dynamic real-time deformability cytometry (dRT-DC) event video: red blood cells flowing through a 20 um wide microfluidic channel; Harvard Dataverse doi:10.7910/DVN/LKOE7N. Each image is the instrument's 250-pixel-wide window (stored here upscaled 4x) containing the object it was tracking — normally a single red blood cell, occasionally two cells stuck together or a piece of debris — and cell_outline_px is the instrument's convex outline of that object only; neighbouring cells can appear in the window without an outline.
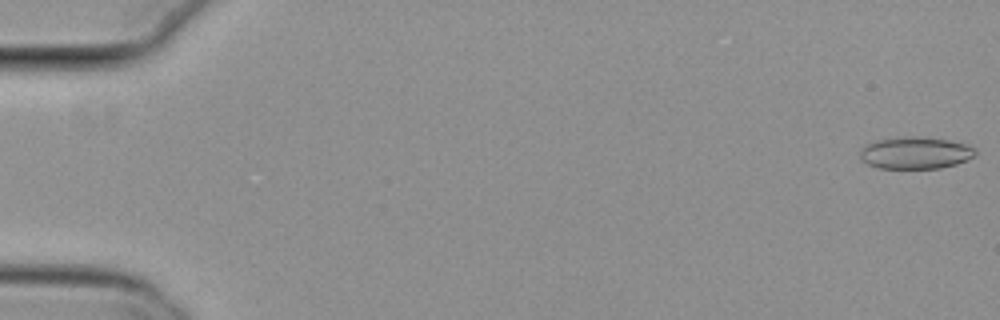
{"species": "common noctule bat (a hibernating species)", "species_latin": "Nyctalus noctula", "temperature_condition": "cold", "stored_images_in_passage": 9, "camera_frame_rate_fps": 3000, "um_per_image_px": 0.085, "animal": {"sex": "female", "body_mass_g": 29.2, "forearm_length_mm": 56.3}, "frame": {"image": 1, "passage_image": 1, "time_ms": 0.0, "image_size_px": [1000, 320], "cell_outline_px": [[976, 156], [968, 160], [956, 164], [940, 168], [880, 168], [868, 164], [860, 160], [860, 148], [876, 140], [912, 136], [948, 140], [968, 144], [976, 148]], "centroid_in_image_um": [77.84, 13.0], "position_along_channel_um": 7.2, "area_um2": 21.56}}
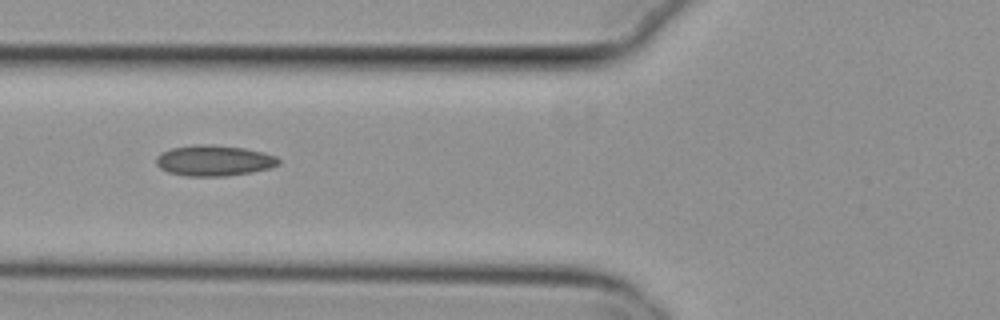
{"frame": {"image": 2, "passage_image": 7, "time_ms": 2.0, "image_size_px": [1000, 320], "cell_outline_px": [[280, 164], [272, 168], [252, 172], [224, 176], [188, 176], [168, 172], [160, 168], [156, 164], [156, 156], [160, 152], [172, 148], [196, 144], [212, 144], [244, 148], [264, 152], [276, 156], [280, 160]], "centroid_in_image_um": [18.2, 13.64], "position_along_channel_um": 107.6, "area_um2": 22.14}}
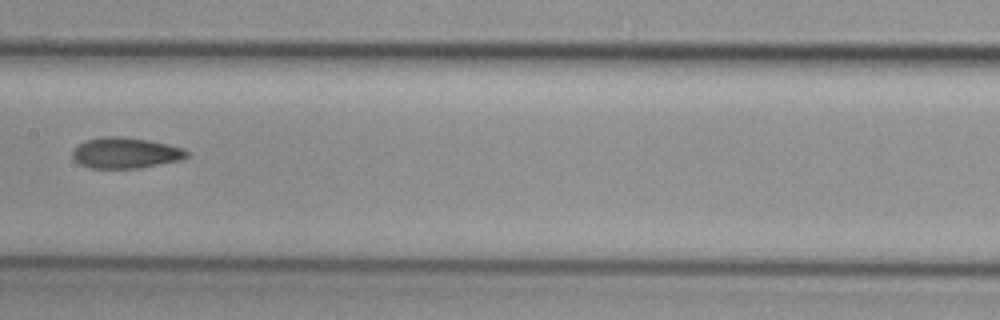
{"frame": {"image": 3, "passage_image": 9, "time_ms": 2.667, "image_size_px": [1000, 320], "cell_outline_px": [[188, 156], [180, 160], [136, 168], [88, 168], [80, 164], [72, 156], [72, 152], [84, 140], [104, 136], [120, 136], [148, 140], [168, 144], [184, 148], [188, 152]], "centroid_in_image_um": [10.66, 12.99], "position_along_channel_um": 196.7, "area_um2": 20.4}}